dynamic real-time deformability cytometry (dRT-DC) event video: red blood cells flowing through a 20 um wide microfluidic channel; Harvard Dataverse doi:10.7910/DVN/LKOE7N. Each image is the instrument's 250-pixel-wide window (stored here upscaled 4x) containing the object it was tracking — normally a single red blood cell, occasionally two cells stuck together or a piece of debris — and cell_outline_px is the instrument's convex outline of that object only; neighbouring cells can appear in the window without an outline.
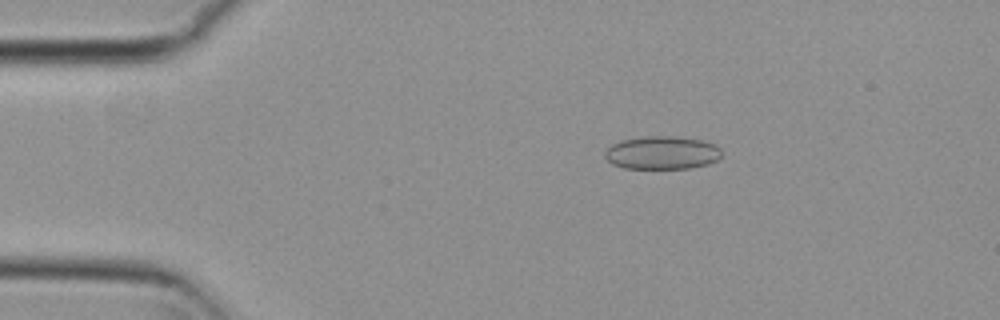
{"species": "common noctule bat (a hibernating species)", "species_latin": "Nyctalus noctula", "temperature_condition": "cold", "stored_images_in_passage": 54, "camera_frame_rate_fps": 3000, "um_per_image_px": 0.085, "animal": {"sex": "female", "body_mass_g": 29.2, "forearm_length_mm": 56.3}, "frame": {"image": 1, "passage_image": 10, "time_ms": 3.0, "image_size_px": [1000, 320], "cell_outline_px": [[720, 156], [716, 160], [708, 164], [692, 168], [624, 168], [612, 164], [604, 156], [604, 152], [612, 144], [620, 140], [644, 136], [672, 136], [700, 140], [716, 144], [720, 148]], "centroid_in_image_um": [56.25, 12.98], "position_along_channel_um": 28.7, "area_um2": 22.54}}
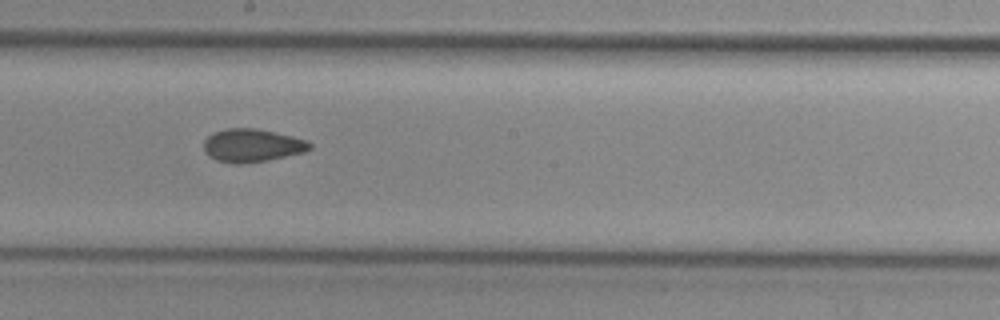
{"frame": {"image": 2, "passage_image": 30, "time_ms": 9.667, "image_size_px": [1000, 320], "cell_outline_px": [[312, 148], [304, 152], [268, 160], [244, 164], [232, 164], [216, 160], [208, 156], [204, 152], [204, 140], [212, 132], [228, 128], [256, 128], [292, 136], [308, 140], [312, 144]], "centroid_in_image_um": [21.41, 12.37], "position_along_channel_um": 226.8, "area_um2": 20.69}}
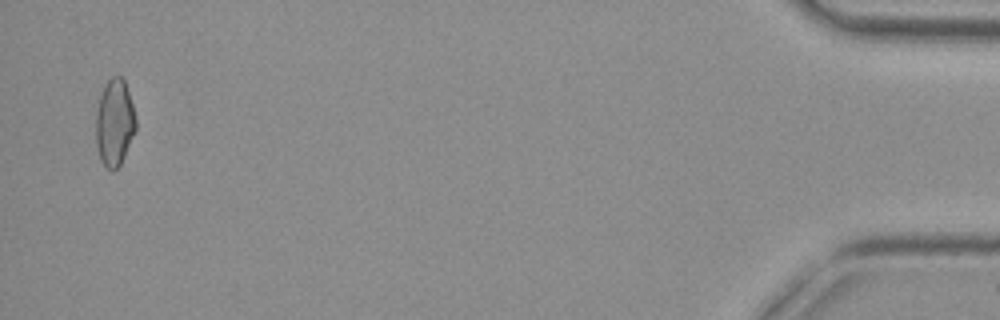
{"frame": {"image": 3, "passage_image": 53, "time_ms": 17.333, "image_size_px": [1000, 320], "cell_outline_px": [[136, 132], [120, 164], [112, 172], [104, 168], [100, 160], [96, 144], [96, 112], [100, 96], [104, 84], [112, 76], [120, 76], [124, 80], [136, 116]], "centroid_in_image_um": [9.73, 10.46], "position_along_channel_um": 425.5, "area_um2": 20.4}, "authors_computed_cell_mechanics": {"area_um2": 20.4612, "velocity_mm_per_s": 3.8064, "shape_relaxation_time_tau1_ms": null, "shape_relaxation_time_tau2_ms": 3.0569, "deformation_change_tau1": null, "deformation_change_tau2": 0.0913}}